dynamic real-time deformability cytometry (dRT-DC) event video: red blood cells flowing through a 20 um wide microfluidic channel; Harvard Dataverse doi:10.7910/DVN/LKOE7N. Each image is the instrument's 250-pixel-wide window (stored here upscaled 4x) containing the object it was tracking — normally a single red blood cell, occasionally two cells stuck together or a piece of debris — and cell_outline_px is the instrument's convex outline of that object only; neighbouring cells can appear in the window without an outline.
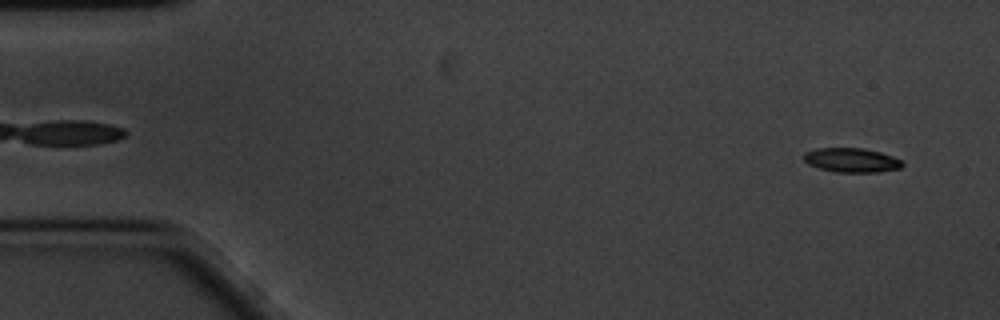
{"species": "common noctule bat (a hibernating species)", "species_latin": "Nyctalus noctula", "temperature_condition": "cold", "stored_images_in_passage": 58, "camera_frame_rate_fps": 3000, "um_per_image_px": 0.085, "animal": {"sex": "male", "body_mass_g": 20.1, "forearm_length_mm": 53.5}, "frame": {"image": 1, "passage_image": 3, "time_ms": 0.667, "image_size_px": [1000, 320], "cell_outline_px": [[904, 164], [900, 168], [876, 172], [836, 172], [820, 168], [808, 164], [804, 160], [804, 152], [816, 148], [864, 148], [880, 152], [892, 156], [900, 160]], "centroid_in_image_um": [72.36, 13.6], "position_along_channel_um": 12.6, "area_um2": 13.87}}
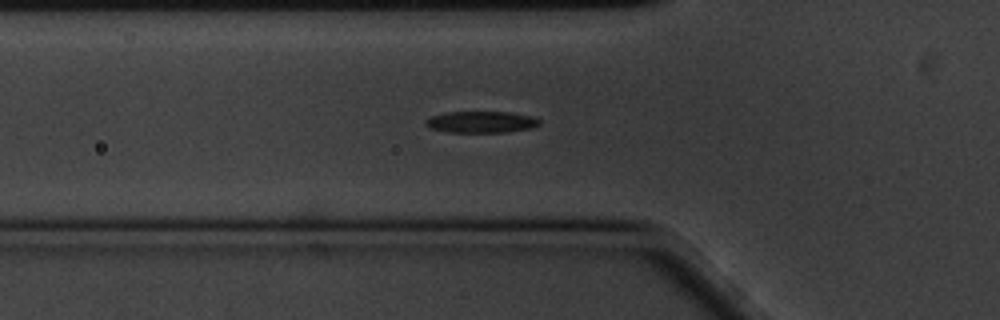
{"frame": {"image": 2, "passage_image": 19, "time_ms": 6.0, "image_size_px": [1000, 320], "cell_outline_px": [[540, 124], [532, 128], [508, 132], [448, 132], [428, 128], [424, 124], [424, 120], [432, 116], [448, 112], [508, 112], [532, 116], [540, 120]], "centroid_in_image_um": [40.89, 10.37], "position_along_channel_um": 84.9, "area_um2": 14.33}}
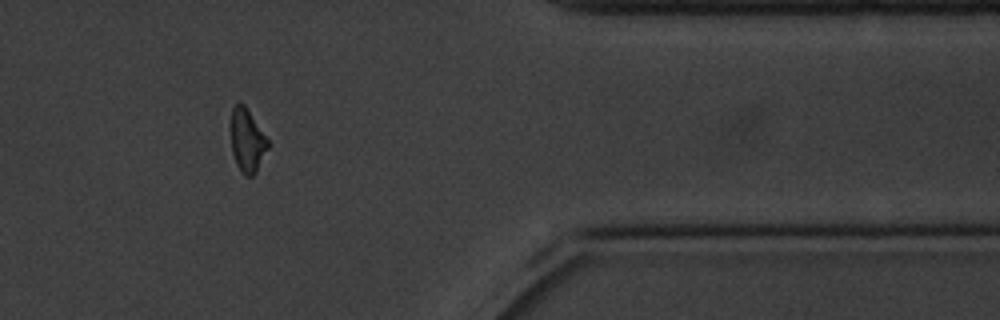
{"frame": {"image": 3, "passage_image": 48, "time_ms": 15.667, "image_size_px": [1000, 320], "cell_outline_px": [[268, 148], [256, 172], [252, 176], [244, 176], [240, 172], [236, 164], [232, 152], [232, 108], [236, 104], [244, 104], [268, 140]], "centroid_in_image_um": [21.01, 12.0], "position_along_channel_um": 390.4, "area_um2": 13.29}, "authors_computed_cell_mechanics": {"area_um2": 14.1032, "velocity_mm_per_s": 3.3884, "shape_relaxation_time_tau1_ms": 2.803, "shape_relaxation_time_tau2_ms": null, "deformation_change_tau1": 0.1159, "deformation_change_tau2": null}}